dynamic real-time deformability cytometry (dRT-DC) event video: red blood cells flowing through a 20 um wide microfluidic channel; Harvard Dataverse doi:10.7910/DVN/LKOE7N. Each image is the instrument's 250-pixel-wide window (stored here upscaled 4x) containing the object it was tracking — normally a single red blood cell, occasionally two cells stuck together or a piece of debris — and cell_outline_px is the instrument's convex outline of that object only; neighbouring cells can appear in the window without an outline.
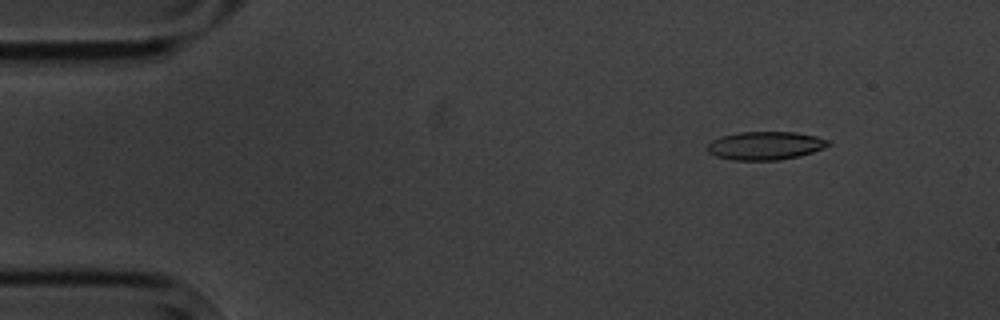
{"species": "common noctule bat (a hibernating species)", "species_latin": "Nyctalus noctula", "temperature_condition": "cold", "stored_images_in_passage": 3, "camera_frame_rate_fps": 3000, "um_per_image_px": 0.085, "animal": {"sex": "male", "body_mass_g": 20.1, "forearm_length_mm": 53.5}, "frame": {"image": 1, "passage_image": 1, "time_ms": 0.0, "image_size_px": [1000, 320], "cell_outline_px": [[832, 144], [824, 148], [800, 156], [776, 160], [732, 160], [716, 156], [708, 152], [704, 148], [712, 140], [720, 136], [740, 132], [796, 132], [816, 136], [828, 140]], "centroid_in_image_um": [65.03, 12.38], "position_along_channel_um": 20.0, "area_um2": 20.06}}